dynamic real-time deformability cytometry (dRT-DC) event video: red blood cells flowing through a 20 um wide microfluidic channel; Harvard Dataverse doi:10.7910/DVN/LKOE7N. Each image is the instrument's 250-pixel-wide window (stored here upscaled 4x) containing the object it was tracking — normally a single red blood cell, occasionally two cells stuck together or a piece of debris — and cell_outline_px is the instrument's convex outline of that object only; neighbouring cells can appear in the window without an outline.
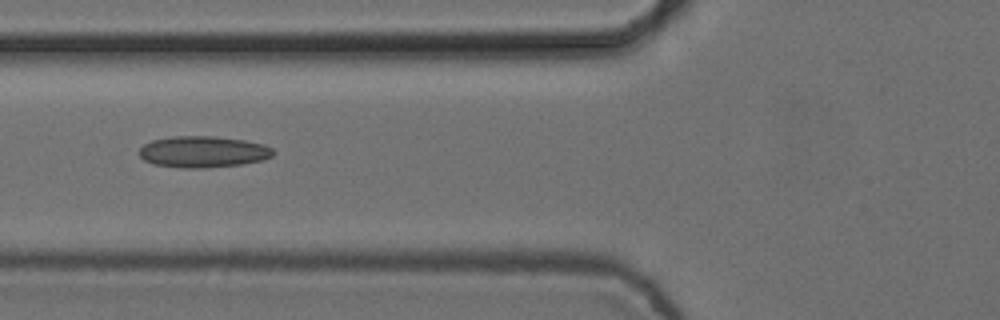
{"species": "common noctule bat (a hibernating species)", "species_latin": "Nyctalus noctula", "temperature_condition": "cold", "stored_images_in_passage": 7, "camera_frame_rate_fps": 3000, "um_per_image_px": 0.085, "animal": {"sex": "female", "body_mass_g": 24.6, "forearm_length_mm": 56.2}, "frame": {"image": 1, "passage_image": 5, "time_ms": 1.333, "image_size_px": [1000, 320], "cell_outline_px": [[276, 152], [272, 156], [264, 160], [240, 164], [204, 168], [184, 168], [156, 164], [144, 160], [140, 156], [140, 148], [144, 144], [152, 140], [172, 136], [216, 136], [244, 140], [264, 144], [272, 148]], "centroid_in_image_um": [17.29, 12.89], "position_along_channel_um": 108.5, "area_um2": 24.51}}
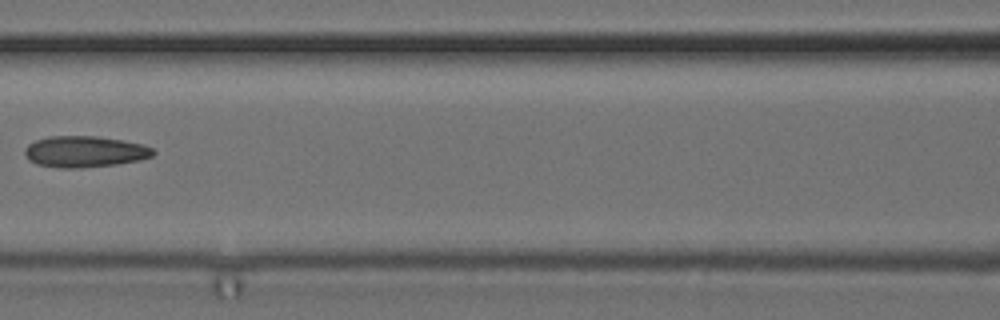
{"frame": {"image": 2, "passage_image": 6, "time_ms": 1.667, "image_size_px": [1000, 320], "cell_outline_px": [[156, 152], [152, 156], [140, 160], [116, 164], [80, 168], [64, 168], [36, 164], [28, 160], [24, 152], [24, 148], [28, 144], [36, 140], [48, 136], [96, 136], [124, 140], [144, 144], [152, 148]], "centroid_in_image_um": [7.2, 12.88], "position_along_channel_um": 159.4, "area_um2": 23.52}}
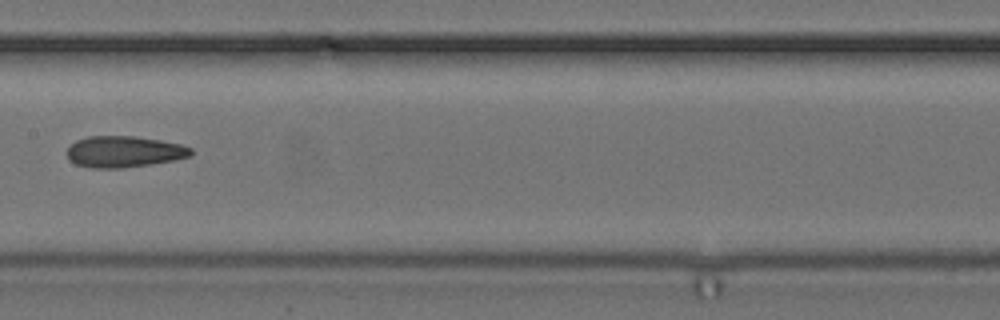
{"frame": {"image": 3, "passage_image": 7, "time_ms": 2.0, "image_size_px": [1000, 320], "cell_outline_px": [[192, 156], [176, 160], [152, 164], [124, 168], [88, 168], [76, 164], [68, 160], [68, 148], [76, 140], [88, 136], [136, 136], [160, 140], [180, 144], [192, 148]], "centroid_in_image_um": [10.56, 12.9], "position_along_channel_um": 196.8, "area_um2": 22.83}}